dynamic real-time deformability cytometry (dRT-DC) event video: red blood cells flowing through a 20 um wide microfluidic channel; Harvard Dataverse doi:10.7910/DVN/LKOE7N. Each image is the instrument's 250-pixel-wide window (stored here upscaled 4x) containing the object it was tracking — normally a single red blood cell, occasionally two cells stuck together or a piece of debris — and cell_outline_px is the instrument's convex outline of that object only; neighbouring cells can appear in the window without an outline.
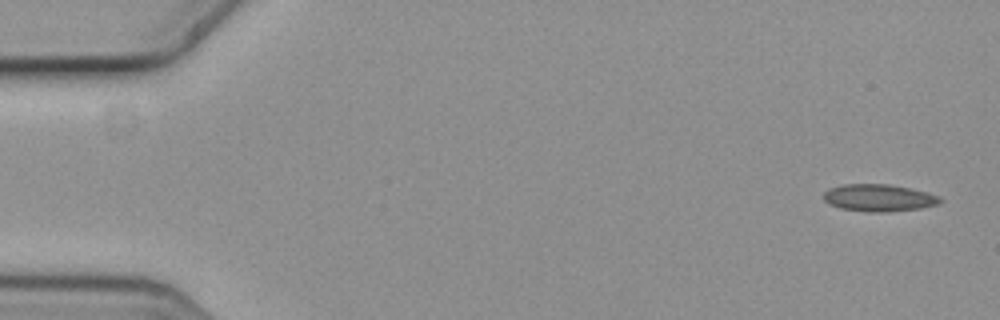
{"species": "common noctule bat (a hibernating species)", "species_latin": "Nyctalus noctula", "temperature_condition": "cold", "stored_images_in_passage": 5, "camera_frame_rate_fps": 3000, "um_per_image_px": 0.085, "animal": {"sex": "female", "body_mass_g": 19.3, "forearm_length_mm": 54.1}, "frame": {"image": 1, "passage_image": 1, "time_ms": 0.0, "image_size_px": [1000, 320], "cell_outline_px": [[944, 200], [936, 204], [920, 208], [888, 212], [868, 212], [840, 208], [824, 200], [824, 192], [832, 188], [844, 184], [888, 184], [908, 188], [940, 196]], "centroid_in_image_um": [74.71, 16.82], "position_along_channel_um": 10.3, "area_um2": 18.15}}
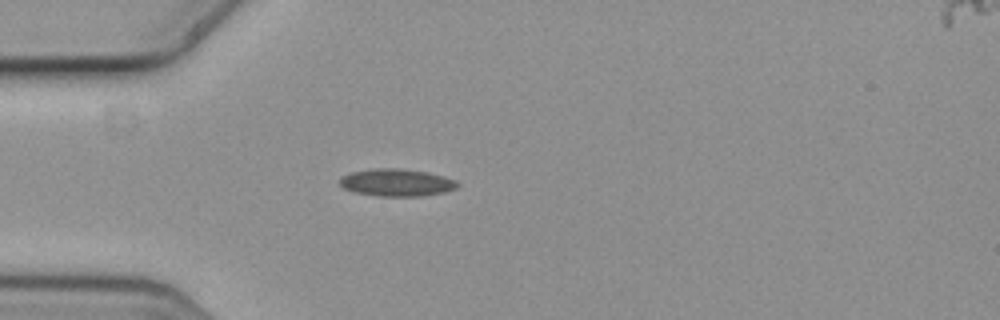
{"frame": {"image": 2, "passage_image": 4, "time_ms": 1.0, "image_size_px": [1000, 320], "cell_outline_px": [[460, 184], [456, 188], [444, 192], [420, 196], [380, 196], [356, 192], [344, 188], [340, 184], [340, 180], [344, 176], [352, 172], [372, 168], [400, 168], [424, 172], [444, 176], [456, 180]], "centroid_in_image_um": [33.74, 15.51], "position_along_channel_um": 51.3, "area_um2": 18.55}}